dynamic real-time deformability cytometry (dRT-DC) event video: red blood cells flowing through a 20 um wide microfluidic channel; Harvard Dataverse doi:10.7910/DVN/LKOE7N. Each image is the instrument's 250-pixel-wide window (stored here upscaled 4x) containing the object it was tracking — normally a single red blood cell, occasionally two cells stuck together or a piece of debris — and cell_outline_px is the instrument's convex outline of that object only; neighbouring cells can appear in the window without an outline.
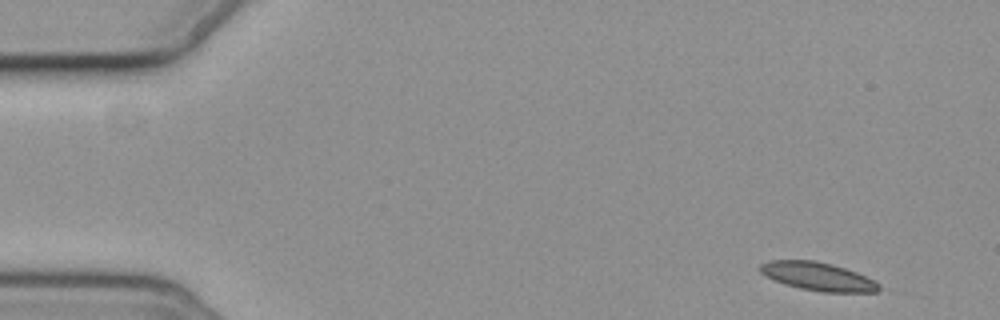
{"species": "common noctule bat (a hibernating species)", "species_latin": "Nyctalus noctula", "temperature_condition": "cold", "stored_images_in_passage": 6, "segment_of_instrument_passage": [1, 2], "camera_frame_rate_fps": 3000, "um_per_image_px": 0.085, "animal": {"sex": "female", "body_mass_g": 19.3, "forearm_length_mm": 54.1}, "frame": {"image": 1, "passage_image": 1, "time_ms": 0.0, "image_size_px": [1000, 320], "cell_outline_px": [[880, 288], [876, 292], [820, 292], [800, 288], [784, 284], [764, 276], [756, 268], [760, 264], [768, 260], [816, 260], [832, 264], [856, 272], [876, 280], [880, 284]], "centroid_in_image_um": [69.48, 23.49], "position_along_channel_um": 15.5, "area_um2": 19.88}}
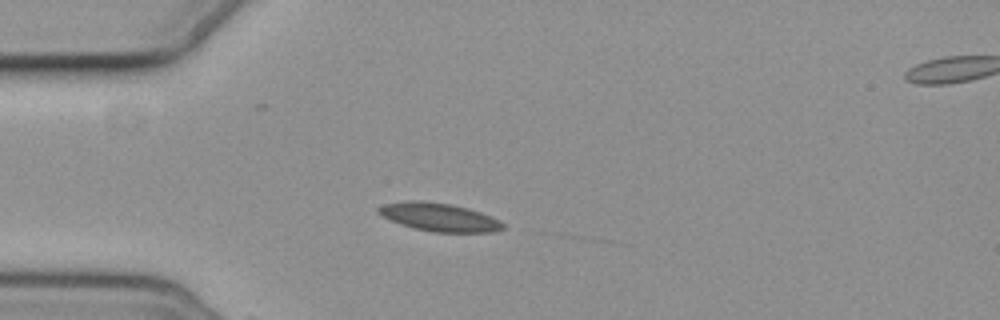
{"frame": {"image": 2, "passage_image": 4, "time_ms": 3.667, "image_size_px": [1000, 320], "cell_outline_px": [[504, 228], [496, 232], [432, 232], [412, 228], [400, 224], [376, 212], [376, 208], [384, 204], [412, 200], [448, 204], [468, 208], [492, 216], [500, 220], [504, 224]], "centroid_in_image_um": [37.35, 18.47], "position_along_channel_um": 47.6, "area_um2": 20.35}}